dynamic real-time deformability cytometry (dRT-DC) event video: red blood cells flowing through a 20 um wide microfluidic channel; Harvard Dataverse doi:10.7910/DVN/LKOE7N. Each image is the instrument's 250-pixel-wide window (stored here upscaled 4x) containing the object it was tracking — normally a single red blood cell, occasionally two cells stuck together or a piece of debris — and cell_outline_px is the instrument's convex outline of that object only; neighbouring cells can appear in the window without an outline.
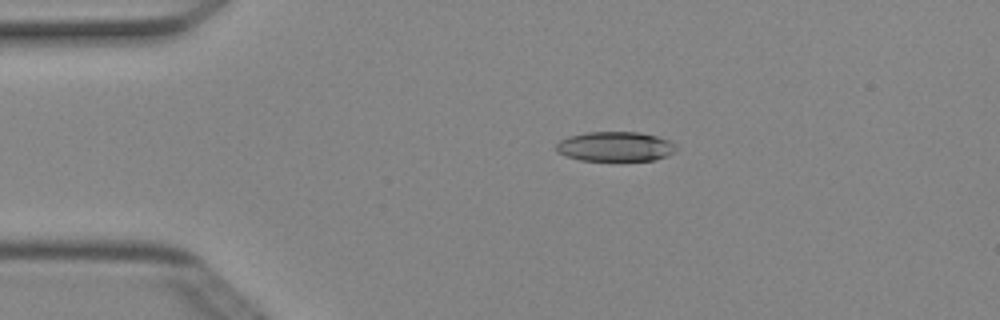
{"species": "Egyptian fruit bat (a non-hibernating species)", "species_latin": "Rousettus aegyptiacus", "temperature_condition": "cold", "stored_images_in_passage": 4, "camera_frame_rate_fps": 3000, "um_per_image_px": 0.085, "animal": {"sex": "female"}, "frame": {"image": 1, "passage_image": 3, "time_ms": 0.667, "image_size_px": [1000, 320], "cell_outline_px": [[676, 148], [668, 156], [656, 160], [580, 160], [556, 152], [556, 144], [560, 140], [568, 136], [588, 132], [640, 132], [656, 136], [668, 140]], "centroid_in_image_um": [52.27, 12.45], "position_along_channel_um": 32.7, "area_um2": 20.58}}